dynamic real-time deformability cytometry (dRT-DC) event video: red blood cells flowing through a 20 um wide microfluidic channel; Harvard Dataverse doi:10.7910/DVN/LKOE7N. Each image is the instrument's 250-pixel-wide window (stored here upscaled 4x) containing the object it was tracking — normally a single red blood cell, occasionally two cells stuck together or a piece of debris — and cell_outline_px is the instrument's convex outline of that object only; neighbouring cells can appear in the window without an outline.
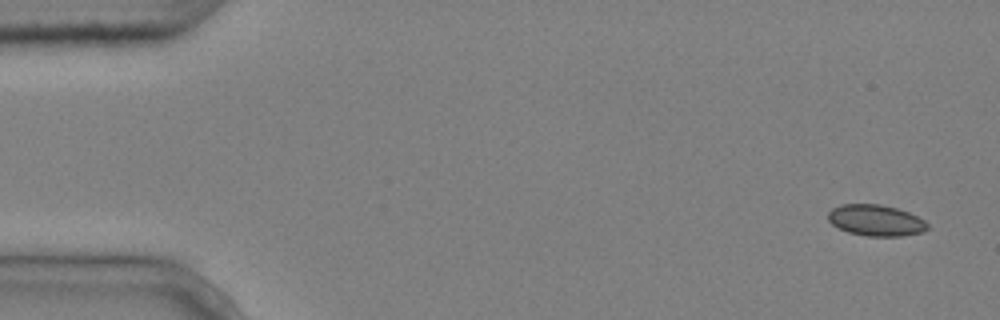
{"species": "common noctule bat (a hibernating species)", "species_latin": "Nyctalus noctula", "temperature_condition": "cold", "stored_images_in_passage": 4, "camera_frame_rate_fps": 3000, "um_per_image_px": 0.085, "animal": {"sex": "male", "body_mass_g": 20.4}, "frame": {"image": 1, "passage_image": 1, "time_ms": 0.0, "image_size_px": [1000, 320], "cell_outline_px": [[928, 228], [920, 232], [900, 236], [868, 236], [848, 232], [832, 224], [828, 220], [828, 212], [832, 208], [840, 204], [880, 204], [896, 208], [908, 212], [924, 220], [928, 224]], "centroid_in_image_um": [74.42, 18.72], "position_along_channel_um": 10.6, "area_um2": 17.92}}
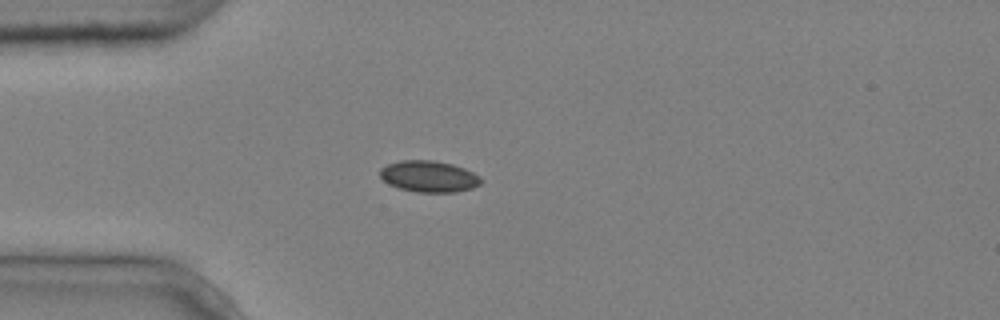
{"frame": {"image": 2, "passage_image": 4, "time_ms": 1.0, "image_size_px": [1000, 320], "cell_outline_px": [[484, 180], [480, 184], [472, 188], [456, 192], [416, 192], [400, 188], [388, 184], [380, 176], [380, 168], [388, 164], [400, 160], [432, 160], [452, 164], [464, 168], [480, 176]], "centroid_in_image_um": [36.47, 14.99], "position_along_channel_um": 48.5, "area_um2": 18.5}}